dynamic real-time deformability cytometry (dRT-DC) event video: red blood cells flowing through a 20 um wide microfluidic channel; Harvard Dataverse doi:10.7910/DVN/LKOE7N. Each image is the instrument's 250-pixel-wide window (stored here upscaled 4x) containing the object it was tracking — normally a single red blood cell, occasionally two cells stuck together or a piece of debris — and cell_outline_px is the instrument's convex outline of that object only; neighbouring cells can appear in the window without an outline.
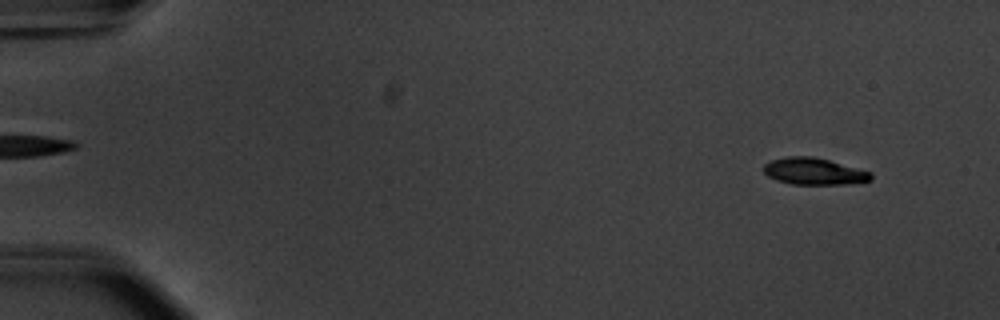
{"species": "common noctule bat (a hibernating species)", "species_latin": "Nyctalus noctula", "temperature_condition": "warm", "stored_images_in_passage": 54, "camera_frame_rate_fps": 3000, "um_per_image_px": 0.085, "animal": {"sex": "male", "body_mass_g": 20.1, "forearm_length_mm": 53.5}, "frame": {"image": 1, "passage_image": 4, "time_ms": 1.0, "image_size_px": [1000, 320], "cell_outline_px": [[872, 180], [848, 184], [792, 184], [776, 180], [768, 176], [764, 172], [764, 164], [772, 160], [788, 156], [812, 156], [828, 160], [872, 172]], "centroid_in_image_um": [69.19, 14.57], "position_along_channel_um": 15.8, "area_um2": 16.65}}
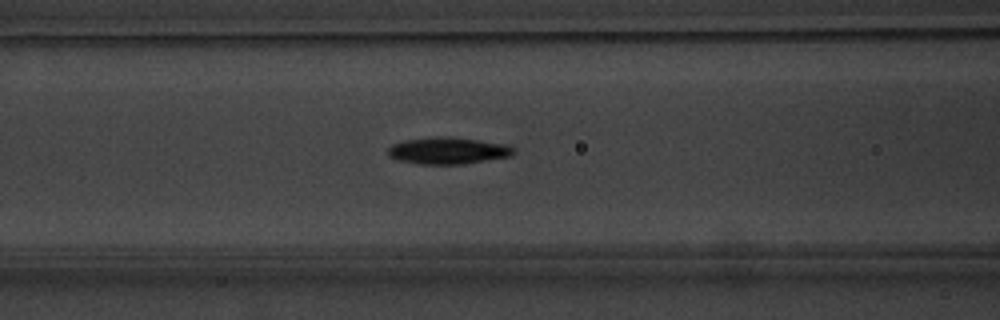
{"frame": {"image": 2, "passage_image": 23, "time_ms": 7.333, "image_size_px": [1000, 320], "cell_outline_px": [[516, 152], [512, 156], [464, 164], [420, 164], [396, 160], [388, 156], [388, 148], [392, 144], [404, 140], [440, 136], [452, 136], [508, 144], [516, 148]], "centroid_in_image_um": [38.12, 12.8], "position_along_channel_um": 128.5, "area_um2": 20.0}}
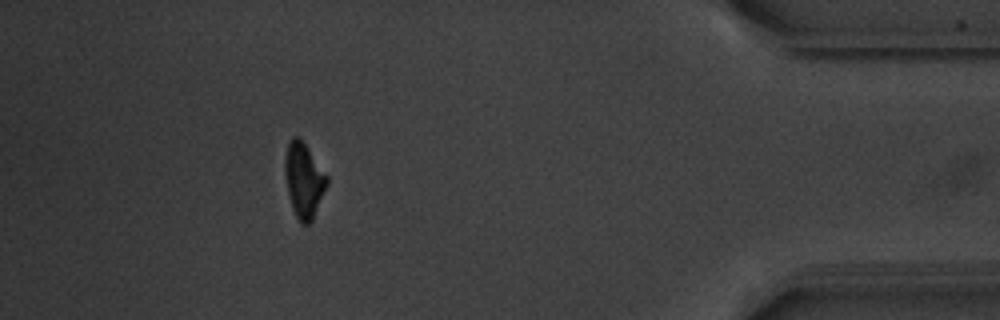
{"frame": {"image": 3, "passage_image": 49, "time_ms": 16.0, "image_size_px": [1000, 320], "cell_outline_px": [[328, 184], [312, 220], [308, 224], [300, 224], [292, 208], [288, 196], [284, 172], [284, 160], [288, 140], [292, 136], [300, 136], [328, 176]], "centroid_in_image_um": [25.81, 15.28], "position_along_channel_um": 409.4, "area_um2": 18.61}, "authors_computed_cell_mechanics": {"area_um2": 18.6405, "velocity_mm_per_s": 3.7703, "shape_relaxation_time_tau1_ms": 3.1734, "shape_relaxation_time_tau2_ms": 6.0532, "deformation_change_tau1": 0.1519, "deformation_change_tau2": 0.1232}}